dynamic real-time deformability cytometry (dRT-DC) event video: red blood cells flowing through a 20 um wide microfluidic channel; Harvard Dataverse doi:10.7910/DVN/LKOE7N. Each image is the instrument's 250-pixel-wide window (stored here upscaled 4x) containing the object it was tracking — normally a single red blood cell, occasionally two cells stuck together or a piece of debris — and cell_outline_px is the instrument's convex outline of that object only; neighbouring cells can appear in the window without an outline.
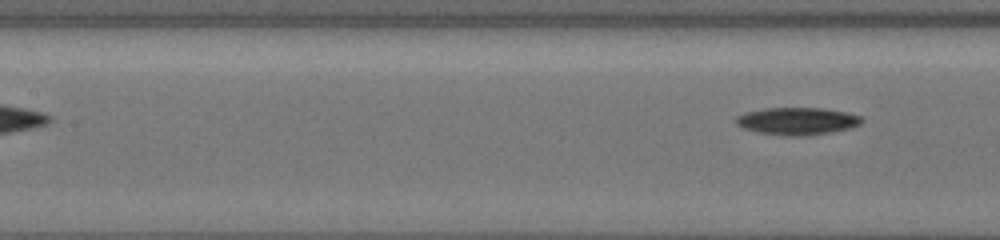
{"species": "common noctule bat (a hibernating species)", "species_latin": "Nyctalus noctula", "temperature_condition": "cold", "stored_images_in_passage": 7, "segment_of_instrument_passage": [2, 2], "camera_frame_rate_fps": 3000, "um_per_image_px": 0.085, "animal": {"sex": "female", "body_mass_g": 19.5, "forearm_length_mm": 54.1}, "frame": {"image": 1, "passage_image": 7, "time_ms": 5.333, "image_size_px": [1000, 240], "cell_outline_px": [[864, 120], [860, 124], [852, 128], [832, 132], [800, 136], [784, 136], [760, 132], [744, 128], [736, 124], [736, 116], [744, 112], [764, 108], [824, 108], [848, 112], [860, 116]], "centroid_in_image_um": [67.79, 10.28], "position_along_channel_um": 139.6, "area_um2": 20.17}}